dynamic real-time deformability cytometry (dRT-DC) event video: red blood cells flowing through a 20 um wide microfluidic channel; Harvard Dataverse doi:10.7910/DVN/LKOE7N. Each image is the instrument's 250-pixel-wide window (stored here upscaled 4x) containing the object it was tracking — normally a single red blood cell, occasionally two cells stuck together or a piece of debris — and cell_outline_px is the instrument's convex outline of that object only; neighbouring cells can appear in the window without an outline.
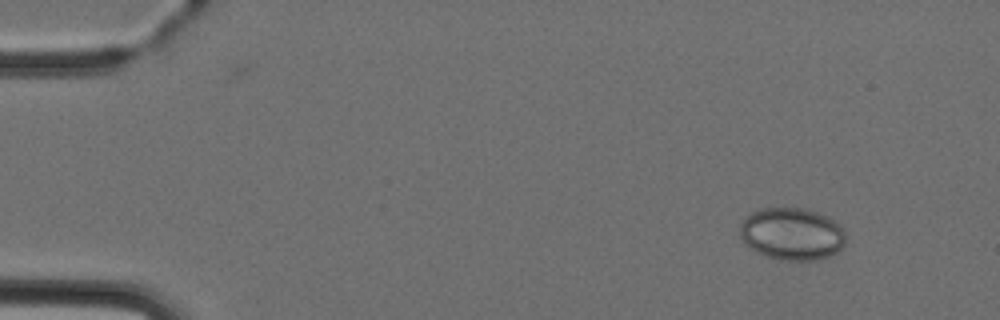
{"species": "Egyptian fruit bat (a non-hibernating species)", "species_latin": "Rousettus aegyptiacus", "temperature_condition": "cold", "stored_images_in_passage": 3, "camera_frame_rate_fps": 3000, "um_per_image_px": 0.085, "animal": {"sex": "female"}, "frame": {"image": 1, "passage_image": 1, "time_ms": 0.0, "image_size_px": [1000, 320], "cell_outline_px": [[844, 248], [828, 256], [812, 260], [784, 260], [768, 256], [756, 252], [744, 244], [740, 236], [740, 224], [752, 212], [760, 208], [804, 208], [828, 216], [836, 220], [844, 228]], "centroid_in_image_um": [67.33, 19.87], "position_along_channel_um": 17.7, "area_um2": 32.37}}